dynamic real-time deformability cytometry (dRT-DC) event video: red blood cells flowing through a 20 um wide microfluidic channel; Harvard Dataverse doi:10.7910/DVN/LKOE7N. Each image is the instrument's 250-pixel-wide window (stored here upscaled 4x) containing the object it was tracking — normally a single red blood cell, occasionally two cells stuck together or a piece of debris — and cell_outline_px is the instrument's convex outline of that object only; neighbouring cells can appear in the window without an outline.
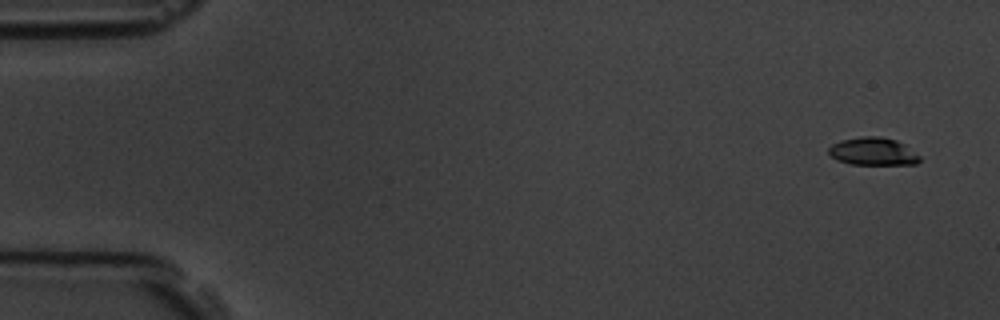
{"species": "common noctule bat (a hibernating species)", "species_latin": "Nyctalus noctula", "temperature_condition": "room temperature", "stored_images_in_passage": 4, "camera_frame_rate_fps": 3000, "um_per_image_px": 0.085, "animal": {"sex": "male", "body_mass_g": 19.5, "forearm_length_mm": 54.6}, "frame": {"image": 1, "passage_image": 1, "time_ms": 0.0, "image_size_px": [1000, 320], "cell_outline_px": [[920, 160], [916, 164], [848, 164], [836, 160], [828, 152], [828, 148], [832, 144], [840, 140], [860, 136], [880, 136], [896, 140], [904, 144], [920, 156]], "centroid_in_image_um": [74.18, 12.86], "position_along_channel_um": 10.8, "area_um2": 14.8}}
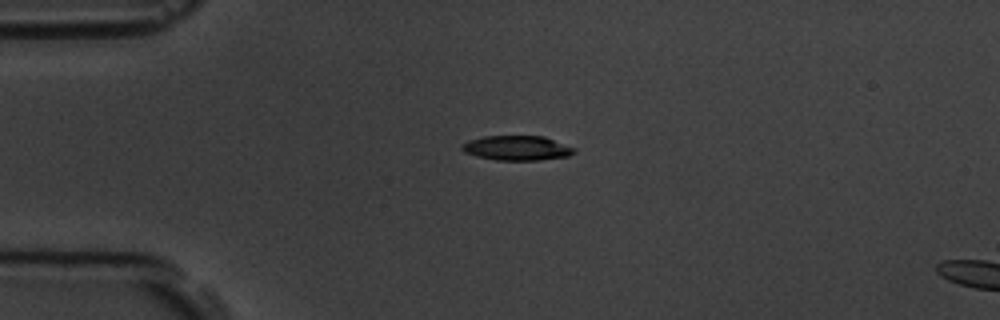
{"frame": {"image": 2, "passage_image": 4, "time_ms": 3.667, "image_size_px": [1000, 320], "cell_outline_px": [[576, 152], [568, 156], [540, 160], [496, 160], [476, 156], [464, 152], [460, 148], [460, 144], [468, 140], [484, 136], [544, 136], [576, 148]], "centroid_in_image_um": [43.93, 12.58], "position_along_channel_um": 41.1, "area_um2": 16.3}}